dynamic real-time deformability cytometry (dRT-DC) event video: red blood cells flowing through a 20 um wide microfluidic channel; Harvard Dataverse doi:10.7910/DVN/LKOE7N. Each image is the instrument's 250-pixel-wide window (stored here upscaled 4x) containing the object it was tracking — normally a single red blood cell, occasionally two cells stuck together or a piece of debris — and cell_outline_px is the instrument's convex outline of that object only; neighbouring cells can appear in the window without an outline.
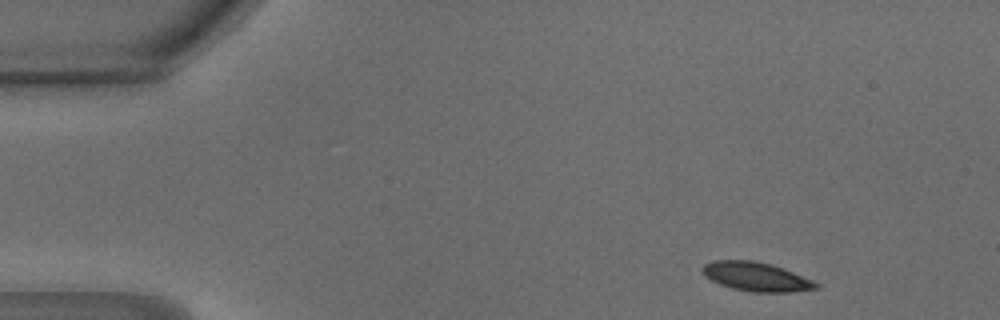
{"species": "common noctule bat (a hibernating species)", "species_latin": "Nyctalus noctula", "temperature_condition": "warm", "stored_images_in_passage": 44, "camera_frame_rate_fps": 3000, "um_per_image_px": 0.085, "animal": {"sex": "male", "body_mass_g": 18.8}, "frame": {"image": 1, "passage_image": 2, "time_ms": 0.333, "image_size_px": [1000, 320], "cell_outline_px": [[820, 288], [788, 292], [752, 292], [732, 288], [720, 284], [704, 276], [700, 268], [704, 264], [716, 260], [752, 260], [784, 268], [812, 280], [820, 284]], "centroid_in_image_um": [64.27, 23.52], "position_along_channel_um": 20.7, "area_um2": 19.13}}
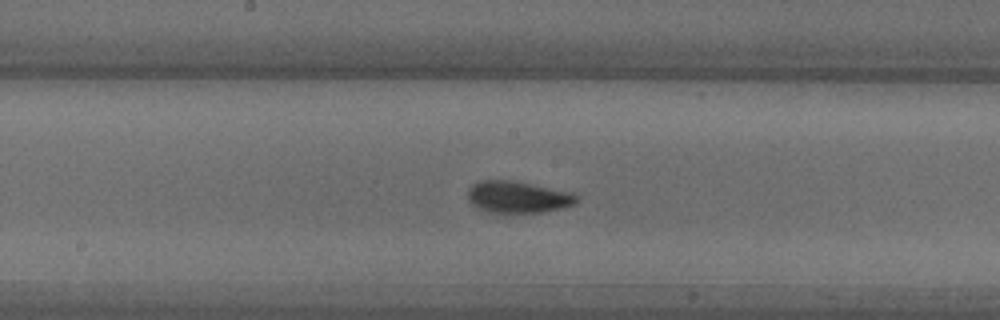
{"frame": {"image": 2, "passage_image": 21, "time_ms": 6.667, "image_size_px": [1000, 320], "cell_outline_px": [[580, 200], [564, 208], [540, 212], [488, 212], [472, 204], [468, 200], [468, 188], [472, 184], [480, 180], [512, 180], [572, 192]], "centroid_in_image_um": [44.01, 16.73], "position_along_channel_um": 204.2, "area_um2": 20.06}}
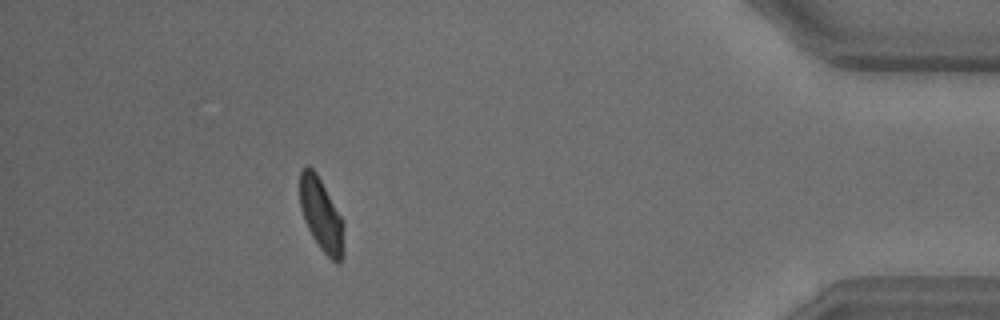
{"frame": {"image": 3, "passage_image": 39, "time_ms": 12.667, "image_size_px": [1000, 320], "cell_outline_px": [[344, 256], [336, 264], [320, 248], [312, 236], [304, 220], [300, 208], [300, 172], [308, 164], [316, 172], [344, 220]], "centroid_in_image_um": [27.33, 18.28], "position_along_channel_um": 407.9, "area_um2": 18.9}, "authors_computed_cell_mechanics": {"area_um2": 19.3052, "velocity_mm_per_s": 4.2453, "shape_relaxation_time_tau1_ms": 3.1947, "shape_relaxation_time_tau2_ms": 1.1444, "deformation_change_tau1": 0.1126, "deformation_change_tau2": 0.06}}